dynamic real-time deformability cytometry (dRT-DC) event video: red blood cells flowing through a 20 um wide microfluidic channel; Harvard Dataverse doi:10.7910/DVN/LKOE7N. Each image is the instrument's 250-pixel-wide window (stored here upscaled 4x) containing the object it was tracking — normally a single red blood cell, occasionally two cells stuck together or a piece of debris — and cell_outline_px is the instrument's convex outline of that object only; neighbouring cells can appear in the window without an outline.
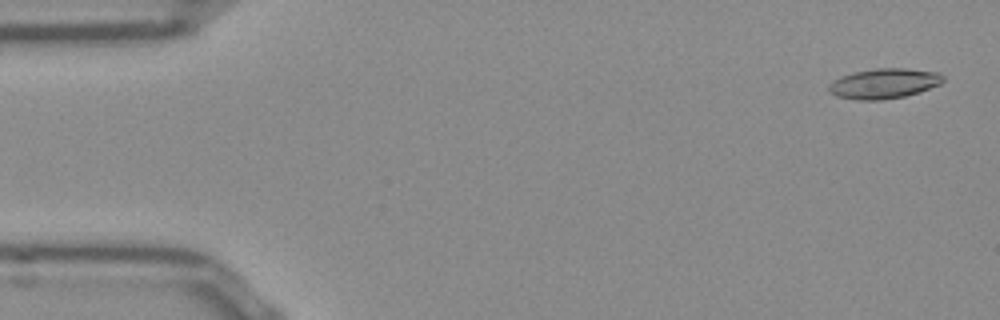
{"species": "Egyptian fruit bat (a non-hibernating species)", "species_latin": "Rousettus aegyptiacus", "temperature_condition": "room temperature", "stored_images_in_passage": 1, "camera_frame_rate_fps": 3000, "um_per_image_px": 0.085, "frame": {"image": 1, "passage_image": 1, "time_ms": 0.0, "image_size_px": [1000, 320], "cell_outline_px": [[932, 84], [924, 88], [912, 92], [896, 96], [856, 96], [868, 72], [920, 72]], "centroid_in_image_um": [75.84, 7.12], "position_along_channel_um": 9.2, "area_um2": 10.29}}